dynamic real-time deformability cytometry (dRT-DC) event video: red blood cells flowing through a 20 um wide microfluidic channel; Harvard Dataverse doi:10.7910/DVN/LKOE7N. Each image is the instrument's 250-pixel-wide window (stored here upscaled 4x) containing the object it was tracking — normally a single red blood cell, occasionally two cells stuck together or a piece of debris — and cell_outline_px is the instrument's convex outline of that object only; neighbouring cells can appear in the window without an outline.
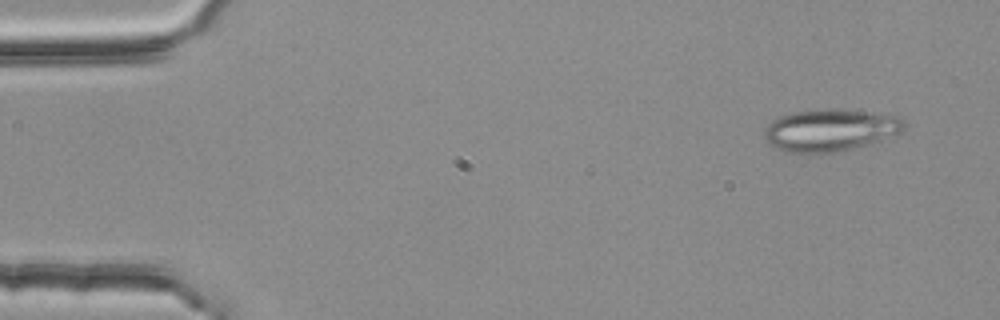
{"species": "common noctule bat (a hibernating species)", "species_latin": "Nyctalus noctula", "temperature_condition": "room temperature", "stored_images_in_passage": 5, "camera_frame_rate_fps": 3000, "um_per_image_px": 0.085, "animal": {"sex": "female", "body_mass_g": 25.1}, "frame": {"image": 1, "passage_image": 1, "time_ms": 0.0, "image_size_px": [1000, 320], "cell_outline_px": [[908, 124], [900, 132], [880, 140], [836, 152], [788, 152], [772, 144], [764, 136], [764, 128], [772, 120], [780, 116], [796, 112], [832, 108], [896, 116], [904, 120]], "centroid_in_image_um": [70.57, 11.05], "position_along_channel_um": 14.4, "area_um2": 33.47}}